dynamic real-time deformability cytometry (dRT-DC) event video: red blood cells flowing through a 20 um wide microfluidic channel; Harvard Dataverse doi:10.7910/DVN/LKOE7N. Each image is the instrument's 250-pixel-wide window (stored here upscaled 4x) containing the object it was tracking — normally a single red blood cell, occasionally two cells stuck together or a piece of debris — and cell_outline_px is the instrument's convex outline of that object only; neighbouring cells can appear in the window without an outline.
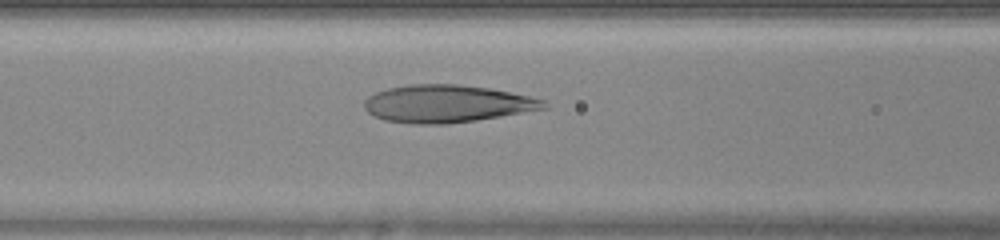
{"species": "human", "species_latin": "Homo sapiens", "temperature_condition": "warm", "stored_images_in_passage": 37, "camera_frame_rate_fps": 3000, "um_per_image_px": 0.085, "donor": {"sex": "female"}, "frame": {"image": 1, "passage_image": 10, "time_ms": 3.0, "image_size_px": [1000, 240], "cell_outline_px": [[548, 108], [476, 120], [444, 124], [412, 124], [384, 120], [368, 112], [364, 108], [364, 100], [368, 96], [376, 92], [388, 88], [408, 84], [456, 84], [488, 88], [528, 96], [544, 100]], "centroid_in_image_um": [37.94, 8.82], "position_along_channel_um": 128.7, "area_um2": 39.02}}
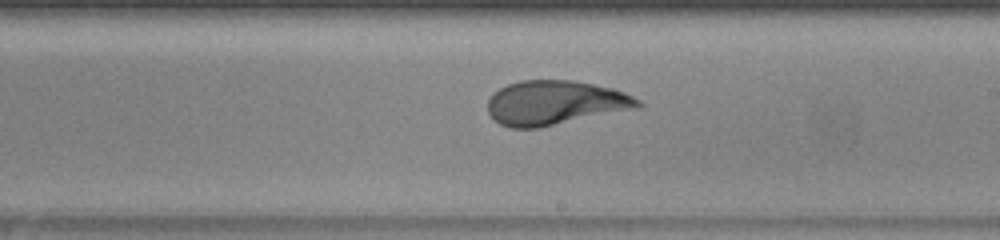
{"frame": {"image": 2, "passage_image": 18, "time_ms": 5.667, "image_size_px": [1000, 240], "cell_outline_px": [[644, 104], [640, 108], [540, 128], [508, 128], [500, 124], [488, 112], [488, 100], [500, 88], [508, 84], [520, 80], [572, 80], [612, 88], [624, 92], [640, 100]], "centroid_in_image_um": [47.22, 8.75], "position_along_channel_um": 241.8, "area_um2": 39.02}}
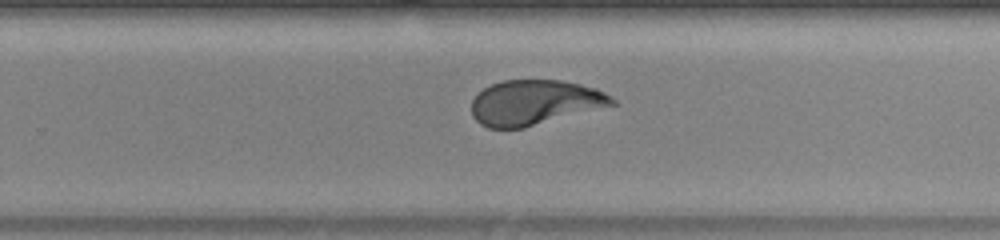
{"frame": {"image": 3, "passage_image": 21, "time_ms": 6.667, "image_size_px": [1000, 240], "cell_outline_px": [[616, 104], [524, 128], [488, 128], [480, 124], [472, 116], [472, 100], [484, 88], [492, 84], [504, 80], [560, 80], [580, 84], [596, 88], [612, 96], [616, 100]], "centroid_in_image_um": [45.45, 8.71], "position_along_channel_um": 284.4, "area_um2": 36.76}, "authors_computed_cell_mechanics": {"area_um2": 38.437, "velocity_mm_per_s": 4.2587, "shape_relaxation_time_tau1_ms": 4.3041, "shape_relaxation_time_tau2_ms": null, "deformation_change_tau1": 0.2412, "deformation_change_tau2": null}}